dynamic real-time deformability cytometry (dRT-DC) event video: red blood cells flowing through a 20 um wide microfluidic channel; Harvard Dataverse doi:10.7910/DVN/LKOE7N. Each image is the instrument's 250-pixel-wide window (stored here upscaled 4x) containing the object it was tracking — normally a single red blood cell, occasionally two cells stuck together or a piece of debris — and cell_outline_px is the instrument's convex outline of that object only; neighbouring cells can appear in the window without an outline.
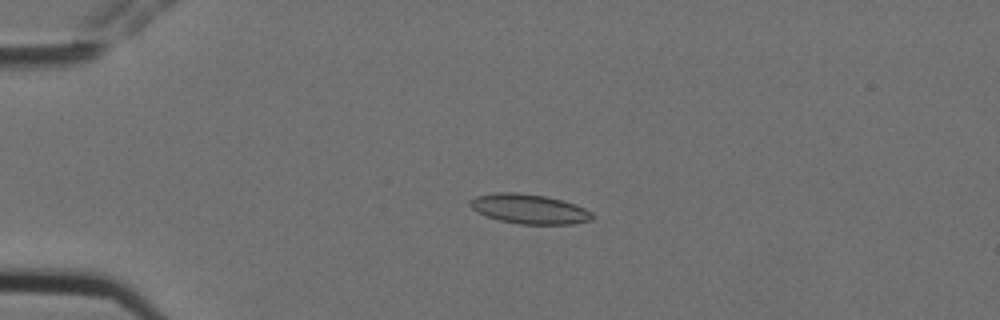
{"species": "Egyptian fruit bat (a non-hibernating species)", "species_latin": "Rousettus aegyptiacus", "temperature_condition": "cold", "stored_images_in_passage": 5, "camera_frame_rate_fps": 3000, "um_per_image_px": 0.085, "animal": {"sex": "female"}, "frame": {"image": 1, "passage_image": 4, "time_ms": 1.0, "image_size_px": [1000, 320], "cell_outline_px": [[592, 220], [572, 224], [520, 224], [500, 220], [484, 216], [472, 208], [468, 204], [468, 200], [476, 196], [496, 192], [516, 192], [544, 196], [560, 200], [584, 208], [592, 212]], "centroid_in_image_um": [44.93, 17.76], "position_along_channel_um": 40.1, "area_um2": 20.98}}